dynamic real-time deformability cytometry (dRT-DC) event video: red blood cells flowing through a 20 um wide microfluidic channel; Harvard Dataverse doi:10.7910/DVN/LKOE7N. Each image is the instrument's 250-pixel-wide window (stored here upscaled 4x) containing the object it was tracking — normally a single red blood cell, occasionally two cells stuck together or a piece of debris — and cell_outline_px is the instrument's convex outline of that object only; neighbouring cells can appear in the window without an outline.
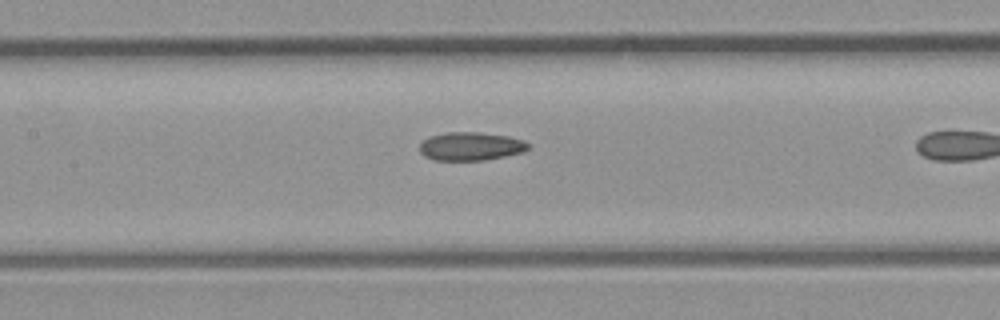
{"species": "common noctule bat (a hibernating species)", "species_latin": "Nyctalus noctula", "temperature_condition": "room temperature", "stored_images_in_passage": 7, "camera_frame_rate_fps": 3000, "um_per_image_px": 0.085, "animal": {"sex": "male", "body_mass_g": 23.1, "forearm_length_mm": 52.7}, "frame": {"image": 1, "passage_image": 6, "time_ms": 1.667, "image_size_px": [1000, 320], "cell_outline_px": [[528, 148], [524, 152], [484, 160], [432, 160], [424, 156], [420, 152], [420, 144], [424, 140], [432, 136], [448, 132], [476, 132], [508, 136], [524, 140], [528, 144]], "centroid_in_image_um": [40.01, 12.44], "position_along_channel_um": 167.4, "area_um2": 17.8}}